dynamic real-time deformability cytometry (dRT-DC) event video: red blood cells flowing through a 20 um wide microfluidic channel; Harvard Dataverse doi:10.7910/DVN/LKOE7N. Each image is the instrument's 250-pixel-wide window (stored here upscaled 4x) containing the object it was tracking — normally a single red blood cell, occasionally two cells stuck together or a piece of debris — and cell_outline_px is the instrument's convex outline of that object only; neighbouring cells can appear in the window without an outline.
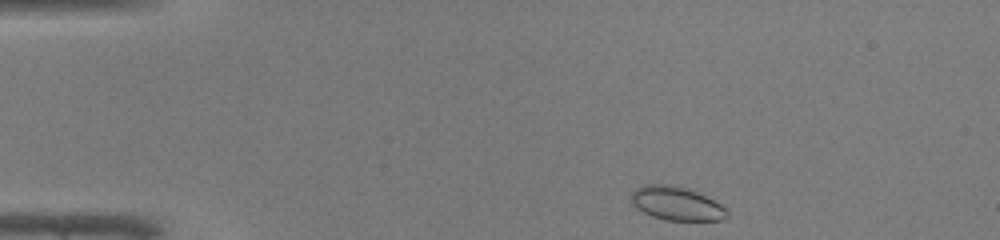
{"species": "common noctule bat (a hibernating species)", "species_latin": "Nyctalus noctula", "temperature_condition": "warm", "stored_images_in_passage": 40, "camera_frame_rate_fps": 3000, "um_per_image_px": 0.085, "animal": {"sex": "male", "body_mass_g": 19.0, "forearm_length_mm": 50.8}, "frame": {"image": 1, "passage_image": 1, "time_ms": 0.0, "image_size_px": [1000, 240], "cell_outline_px": [[728, 216], [724, 220], [664, 220], [652, 216], [644, 212], [632, 204], [632, 192], [636, 188], [644, 184], [668, 184], [688, 188], [728, 208]], "centroid_in_image_um": [57.51, 17.3], "position_along_channel_um": 27.5, "area_um2": 18.73}}
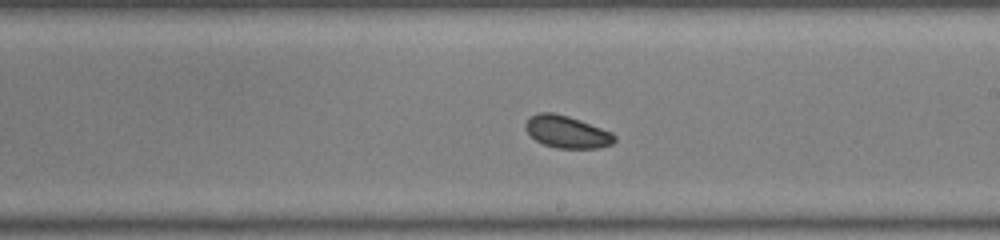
{"frame": {"image": 2, "passage_image": 21, "time_ms": 6.667, "image_size_px": [1000, 240], "cell_outline_px": [[616, 140], [612, 144], [600, 148], [556, 148], [544, 144], [536, 140], [524, 128], [524, 124], [528, 116], [540, 112], [552, 112], [568, 116], [580, 120], [612, 132], [616, 136]], "centroid_in_image_um": [48.18, 11.2], "position_along_channel_um": 240.8, "area_um2": 16.82}}
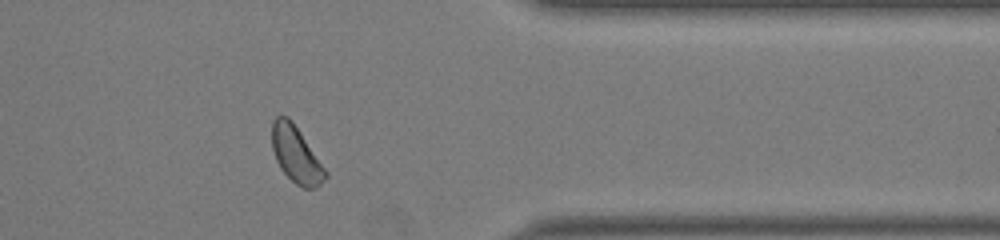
{"frame": {"image": 3, "passage_image": 32, "time_ms": 10.333, "image_size_px": [1000, 240], "cell_outline_px": [[328, 176], [316, 188], [304, 188], [296, 184], [280, 168], [276, 160], [272, 148], [272, 120], [276, 116], [288, 116], [292, 120], [328, 172]], "centroid_in_image_um": [25.17, 13.13], "position_along_channel_um": 386.2, "area_um2": 17.51}, "authors_computed_cell_mechanics": {"area_um2": 17.4556, "velocity_mm_per_s": 4.2751, "shape_relaxation_time_tau1_ms": 1.5785, "shape_relaxation_time_tau2_ms": null, "deformation_change_tau1": 0.0454, "deformation_change_tau2": null}}